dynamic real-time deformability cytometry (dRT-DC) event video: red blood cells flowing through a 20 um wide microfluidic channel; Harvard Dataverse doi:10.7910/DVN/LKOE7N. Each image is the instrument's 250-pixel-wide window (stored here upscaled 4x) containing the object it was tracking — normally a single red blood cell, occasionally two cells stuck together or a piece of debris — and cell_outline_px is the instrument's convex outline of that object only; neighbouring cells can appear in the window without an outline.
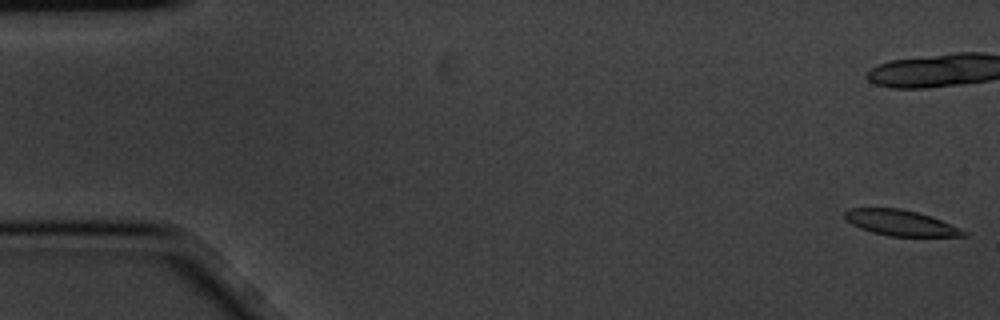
{"species": "common noctule bat (a hibernating species)", "species_latin": "Nyctalus noctula", "temperature_condition": "cold", "stored_images_in_passage": 6, "camera_frame_rate_fps": 3000, "um_per_image_px": 0.085, "animal": {"sex": "male", "body_mass_g": 20.1, "forearm_length_mm": 53.5}, "frame": {"image": 1, "passage_image": 1, "time_ms": 0.0, "image_size_px": [1000, 320], "cell_outline_px": [[968, 236], [888, 236], [872, 232], [860, 228], [844, 220], [844, 212], [852, 208], [900, 208], [932, 216], [960, 228], [968, 232]], "centroid_in_image_um": [76.55, 18.94], "position_along_channel_um": 8.4, "area_um2": 17.8}}